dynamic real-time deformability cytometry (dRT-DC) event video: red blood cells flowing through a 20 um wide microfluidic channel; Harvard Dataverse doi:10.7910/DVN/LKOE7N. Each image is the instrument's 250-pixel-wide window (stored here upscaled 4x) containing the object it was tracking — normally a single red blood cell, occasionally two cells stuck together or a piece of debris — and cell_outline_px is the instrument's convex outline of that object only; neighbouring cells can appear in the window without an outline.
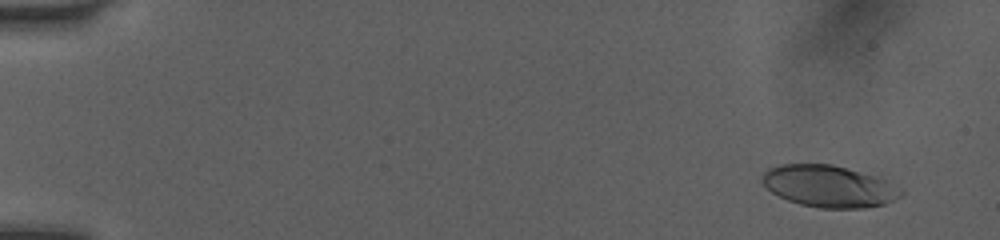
{"species": "human", "species_latin": "Homo sapiens", "temperature_condition": "room temperature", "stored_images_in_passage": 51, "camera_frame_rate_fps": 3000, "um_per_image_px": 0.085, "donor": {"sex": "female"}, "frame": {"image": 1, "passage_image": 3, "time_ms": 0.667, "image_size_px": [1000, 240], "cell_outline_px": [[904, 192], [900, 196], [884, 204], [864, 208], [820, 208], [800, 204], [788, 200], [772, 192], [764, 184], [764, 172], [768, 168], [780, 164], [832, 164], [876, 176], [884, 180]], "centroid_in_image_um": [70.45, 15.83], "position_along_channel_um": 14.6, "area_um2": 33.29}}
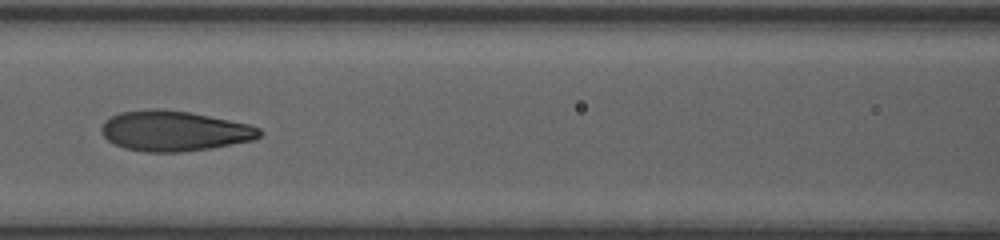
{"frame": {"image": 2, "passage_image": 24, "time_ms": 7.667, "image_size_px": [1000, 240], "cell_outline_px": [[260, 136], [256, 140], [212, 148], [184, 152], [148, 152], [124, 148], [108, 140], [104, 136], [100, 128], [104, 120], [120, 112], [148, 108], [156, 108], [188, 112], [248, 124], [260, 128]], "centroid_in_image_um": [14.8, 11.13], "position_along_channel_um": 151.8, "area_um2": 37.11}}
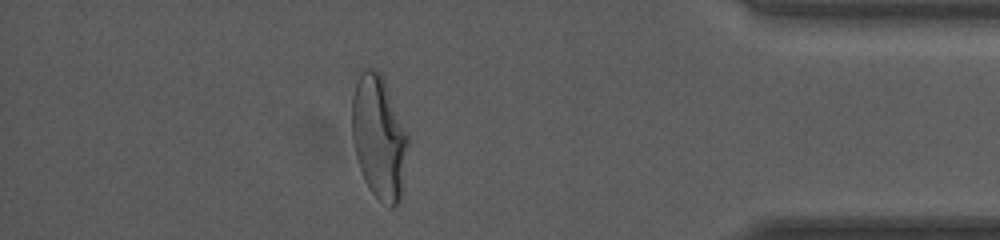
{"frame": {"image": 3, "passage_image": 45, "time_ms": 14.667, "image_size_px": [1000, 240], "cell_outline_px": [[408, 144], [400, 200], [392, 208], [388, 208], [372, 192], [364, 180], [356, 156], [352, 140], [352, 96], [360, 72], [364, 68], [372, 68], [380, 72], [384, 80], [408, 136]], "centroid_in_image_um": [32.19, 11.67], "position_along_channel_um": 403.0, "area_um2": 39.82}, "authors_computed_cell_mechanics": {"area_um2": 36.5874, "velocity_mm_per_s": 4.0604, "shape_relaxation_time_tau1_ms": 4.4397, "shape_relaxation_time_tau2_ms": 0.9785, "deformation_change_tau1": 0.2033, "deformation_change_tau2": 0.0823}}